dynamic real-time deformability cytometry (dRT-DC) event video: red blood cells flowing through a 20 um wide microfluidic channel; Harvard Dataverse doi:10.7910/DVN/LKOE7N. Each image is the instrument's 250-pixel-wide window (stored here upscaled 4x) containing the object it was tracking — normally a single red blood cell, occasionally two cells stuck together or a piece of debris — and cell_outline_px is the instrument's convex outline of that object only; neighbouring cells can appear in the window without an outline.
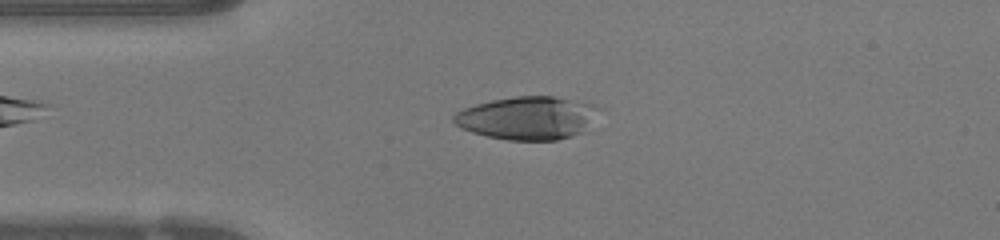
{"species": "human", "species_latin": "Homo sapiens", "temperature_condition": "warm", "stored_images_in_passage": 46, "camera_frame_rate_fps": 3000, "um_per_image_px": 0.085, "donor": {"sex": "female"}, "frame": {"image": 1, "passage_image": 10, "time_ms": 3.0, "image_size_px": [1000, 240], "cell_outline_px": [[592, 108], [584, 132], [556, 140], [508, 140], [488, 136], [472, 132], [460, 128], [452, 120], [452, 116], [456, 112], [464, 108], [476, 104], [492, 100], [516, 96], [552, 96], [592, 104]], "centroid_in_image_um": [44.68, 10.03], "position_along_channel_um": 40.3, "area_um2": 35.37}}
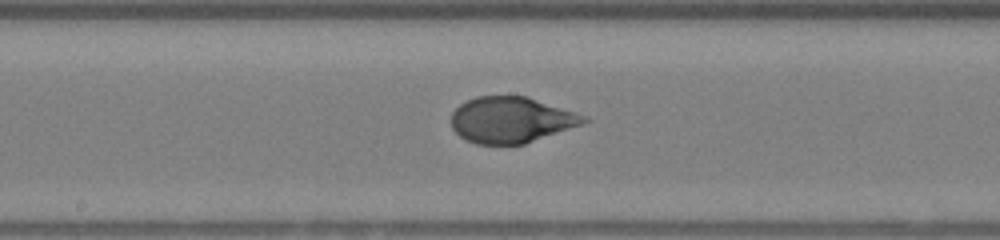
{"frame": {"image": 2, "passage_image": 23, "time_ms": 7.333, "image_size_px": [1000, 240], "cell_outline_px": [[592, 120], [524, 144], [476, 144], [464, 140], [452, 128], [452, 112], [460, 104], [476, 96], [528, 96], [588, 116]], "centroid_in_image_um": [43.45, 10.18], "position_along_channel_um": 204.7, "area_um2": 35.49}}
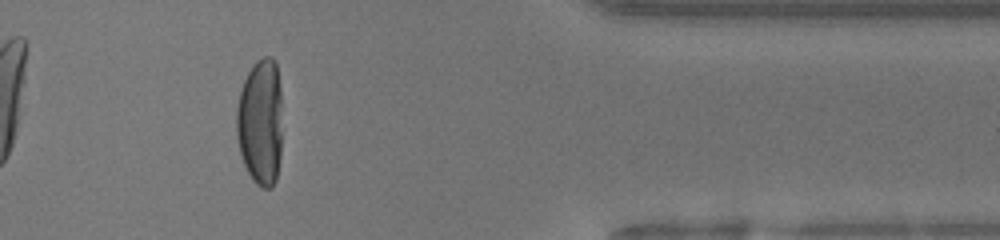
{"frame": {"image": 3, "passage_image": 38, "time_ms": 12.333, "image_size_px": [1000, 240], "cell_outline_px": [[280, 156], [276, 180], [272, 188], [264, 188], [256, 184], [252, 180], [244, 164], [240, 152], [236, 136], [236, 108], [240, 92], [244, 80], [252, 64], [256, 60], [264, 56], [272, 56], [276, 60], [280, 88]], "centroid_in_image_um": [22.12, 10.35], "position_along_channel_um": 389.3, "area_um2": 33.99}, "authors_computed_cell_mechanics": {"area_um2": 36.4718, "velocity_mm_per_s": 4.2345, "shape_relaxation_time_tau1_ms": 5.8717, "shape_relaxation_time_tau2_ms": null, "deformation_change_tau1": 0.3022, "deformation_change_tau2": null}}